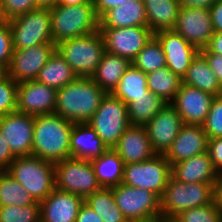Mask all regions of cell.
Returning <instances> with one entry per match:
<instances>
[{
	"instance_id": "6da1fadb",
	"label": "cell",
	"mask_w": 222,
	"mask_h": 222,
	"mask_svg": "<svg viewBox=\"0 0 222 222\" xmlns=\"http://www.w3.org/2000/svg\"><path fill=\"white\" fill-rule=\"evenodd\" d=\"M106 94L91 77H77L57 90L54 113L74 124L87 123Z\"/></svg>"
},
{
	"instance_id": "7a4b0ae2",
	"label": "cell",
	"mask_w": 222,
	"mask_h": 222,
	"mask_svg": "<svg viewBox=\"0 0 222 222\" xmlns=\"http://www.w3.org/2000/svg\"><path fill=\"white\" fill-rule=\"evenodd\" d=\"M73 125L55 113L35 116L31 155L53 163L71 157Z\"/></svg>"
},
{
	"instance_id": "3957f363",
	"label": "cell",
	"mask_w": 222,
	"mask_h": 222,
	"mask_svg": "<svg viewBox=\"0 0 222 222\" xmlns=\"http://www.w3.org/2000/svg\"><path fill=\"white\" fill-rule=\"evenodd\" d=\"M53 42L83 37L99 30V18L94 3L56 5L50 8Z\"/></svg>"
},
{
	"instance_id": "277c9868",
	"label": "cell",
	"mask_w": 222,
	"mask_h": 222,
	"mask_svg": "<svg viewBox=\"0 0 222 222\" xmlns=\"http://www.w3.org/2000/svg\"><path fill=\"white\" fill-rule=\"evenodd\" d=\"M7 172L24 186L35 202H42L55 189L54 163L34 155L16 157Z\"/></svg>"
},
{
	"instance_id": "5b68a950",
	"label": "cell",
	"mask_w": 222,
	"mask_h": 222,
	"mask_svg": "<svg viewBox=\"0 0 222 222\" xmlns=\"http://www.w3.org/2000/svg\"><path fill=\"white\" fill-rule=\"evenodd\" d=\"M213 202V183H184L171 175L161 197V216L174 218L185 210Z\"/></svg>"
},
{
	"instance_id": "8992f818",
	"label": "cell",
	"mask_w": 222,
	"mask_h": 222,
	"mask_svg": "<svg viewBox=\"0 0 222 222\" xmlns=\"http://www.w3.org/2000/svg\"><path fill=\"white\" fill-rule=\"evenodd\" d=\"M56 50L78 77H91L105 51L100 31L56 44Z\"/></svg>"
},
{
	"instance_id": "52a82bcc",
	"label": "cell",
	"mask_w": 222,
	"mask_h": 222,
	"mask_svg": "<svg viewBox=\"0 0 222 222\" xmlns=\"http://www.w3.org/2000/svg\"><path fill=\"white\" fill-rule=\"evenodd\" d=\"M87 124L96 131L108 149L114 148L130 126L128 105L111 93H107Z\"/></svg>"
},
{
	"instance_id": "ba28073f",
	"label": "cell",
	"mask_w": 222,
	"mask_h": 222,
	"mask_svg": "<svg viewBox=\"0 0 222 222\" xmlns=\"http://www.w3.org/2000/svg\"><path fill=\"white\" fill-rule=\"evenodd\" d=\"M8 22L14 50L54 43L51 34L50 8L38 7Z\"/></svg>"
},
{
	"instance_id": "9c48e42d",
	"label": "cell",
	"mask_w": 222,
	"mask_h": 222,
	"mask_svg": "<svg viewBox=\"0 0 222 222\" xmlns=\"http://www.w3.org/2000/svg\"><path fill=\"white\" fill-rule=\"evenodd\" d=\"M55 188L84 199L101 189L91 161L74 157L54 163Z\"/></svg>"
},
{
	"instance_id": "30bf717a",
	"label": "cell",
	"mask_w": 222,
	"mask_h": 222,
	"mask_svg": "<svg viewBox=\"0 0 222 222\" xmlns=\"http://www.w3.org/2000/svg\"><path fill=\"white\" fill-rule=\"evenodd\" d=\"M170 176L169 161L164 154H156L143 162L125 164L122 183L152 191L161 198Z\"/></svg>"
},
{
	"instance_id": "8fae6325",
	"label": "cell",
	"mask_w": 222,
	"mask_h": 222,
	"mask_svg": "<svg viewBox=\"0 0 222 222\" xmlns=\"http://www.w3.org/2000/svg\"><path fill=\"white\" fill-rule=\"evenodd\" d=\"M111 189L116 205L127 220L161 215V198L156 193L123 183Z\"/></svg>"
},
{
	"instance_id": "7c38bea8",
	"label": "cell",
	"mask_w": 222,
	"mask_h": 222,
	"mask_svg": "<svg viewBox=\"0 0 222 222\" xmlns=\"http://www.w3.org/2000/svg\"><path fill=\"white\" fill-rule=\"evenodd\" d=\"M105 51L132 61L154 36L148 26L99 28Z\"/></svg>"
},
{
	"instance_id": "4fadbf2b",
	"label": "cell",
	"mask_w": 222,
	"mask_h": 222,
	"mask_svg": "<svg viewBox=\"0 0 222 222\" xmlns=\"http://www.w3.org/2000/svg\"><path fill=\"white\" fill-rule=\"evenodd\" d=\"M173 30L198 50L205 48L214 35L209 9L181 6Z\"/></svg>"
},
{
	"instance_id": "5bb4252c",
	"label": "cell",
	"mask_w": 222,
	"mask_h": 222,
	"mask_svg": "<svg viewBox=\"0 0 222 222\" xmlns=\"http://www.w3.org/2000/svg\"><path fill=\"white\" fill-rule=\"evenodd\" d=\"M56 50L55 43H43L21 50H14L7 75L16 83L36 80L41 68Z\"/></svg>"
},
{
	"instance_id": "9a60e30c",
	"label": "cell",
	"mask_w": 222,
	"mask_h": 222,
	"mask_svg": "<svg viewBox=\"0 0 222 222\" xmlns=\"http://www.w3.org/2000/svg\"><path fill=\"white\" fill-rule=\"evenodd\" d=\"M57 90L48 85L30 80L18 83L16 111L30 116L55 112Z\"/></svg>"
},
{
	"instance_id": "2e32d148",
	"label": "cell",
	"mask_w": 222,
	"mask_h": 222,
	"mask_svg": "<svg viewBox=\"0 0 222 222\" xmlns=\"http://www.w3.org/2000/svg\"><path fill=\"white\" fill-rule=\"evenodd\" d=\"M34 116L12 112L0 117V132L15 157L31 155Z\"/></svg>"
},
{
	"instance_id": "e0dca14e",
	"label": "cell",
	"mask_w": 222,
	"mask_h": 222,
	"mask_svg": "<svg viewBox=\"0 0 222 222\" xmlns=\"http://www.w3.org/2000/svg\"><path fill=\"white\" fill-rule=\"evenodd\" d=\"M183 121L171 103L166 105L144 126L156 154H165L177 137Z\"/></svg>"
},
{
	"instance_id": "ac0fdd59",
	"label": "cell",
	"mask_w": 222,
	"mask_h": 222,
	"mask_svg": "<svg viewBox=\"0 0 222 222\" xmlns=\"http://www.w3.org/2000/svg\"><path fill=\"white\" fill-rule=\"evenodd\" d=\"M215 96L196 87L181 84L171 103L183 124L203 125Z\"/></svg>"
},
{
	"instance_id": "d6986e66",
	"label": "cell",
	"mask_w": 222,
	"mask_h": 222,
	"mask_svg": "<svg viewBox=\"0 0 222 222\" xmlns=\"http://www.w3.org/2000/svg\"><path fill=\"white\" fill-rule=\"evenodd\" d=\"M154 36L162 46L166 66L182 79L199 50L174 30L158 31Z\"/></svg>"
},
{
	"instance_id": "ffe728a7",
	"label": "cell",
	"mask_w": 222,
	"mask_h": 222,
	"mask_svg": "<svg viewBox=\"0 0 222 222\" xmlns=\"http://www.w3.org/2000/svg\"><path fill=\"white\" fill-rule=\"evenodd\" d=\"M83 203L82 196L55 188L40 202V222H76Z\"/></svg>"
},
{
	"instance_id": "44dd1931",
	"label": "cell",
	"mask_w": 222,
	"mask_h": 222,
	"mask_svg": "<svg viewBox=\"0 0 222 222\" xmlns=\"http://www.w3.org/2000/svg\"><path fill=\"white\" fill-rule=\"evenodd\" d=\"M207 146L208 137L202 125L183 124L164 155L172 166L181 160L205 153Z\"/></svg>"
},
{
	"instance_id": "7402d4cb",
	"label": "cell",
	"mask_w": 222,
	"mask_h": 222,
	"mask_svg": "<svg viewBox=\"0 0 222 222\" xmlns=\"http://www.w3.org/2000/svg\"><path fill=\"white\" fill-rule=\"evenodd\" d=\"M124 164L139 163L156 155L144 126L130 125L113 148Z\"/></svg>"
},
{
	"instance_id": "603a6c76",
	"label": "cell",
	"mask_w": 222,
	"mask_h": 222,
	"mask_svg": "<svg viewBox=\"0 0 222 222\" xmlns=\"http://www.w3.org/2000/svg\"><path fill=\"white\" fill-rule=\"evenodd\" d=\"M171 175L184 183H215L218 172L206 151L171 166Z\"/></svg>"
},
{
	"instance_id": "cb8c5ba5",
	"label": "cell",
	"mask_w": 222,
	"mask_h": 222,
	"mask_svg": "<svg viewBox=\"0 0 222 222\" xmlns=\"http://www.w3.org/2000/svg\"><path fill=\"white\" fill-rule=\"evenodd\" d=\"M107 146L87 123L73 125L70 135L71 157L91 161L101 156Z\"/></svg>"
},
{
	"instance_id": "d4e9b609",
	"label": "cell",
	"mask_w": 222,
	"mask_h": 222,
	"mask_svg": "<svg viewBox=\"0 0 222 222\" xmlns=\"http://www.w3.org/2000/svg\"><path fill=\"white\" fill-rule=\"evenodd\" d=\"M148 26L143 0H128L111 8L99 19V28Z\"/></svg>"
},
{
	"instance_id": "484cf974",
	"label": "cell",
	"mask_w": 222,
	"mask_h": 222,
	"mask_svg": "<svg viewBox=\"0 0 222 222\" xmlns=\"http://www.w3.org/2000/svg\"><path fill=\"white\" fill-rule=\"evenodd\" d=\"M130 65L129 59L104 51L91 79L106 93H112Z\"/></svg>"
},
{
	"instance_id": "4316f807",
	"label": "cell",
	"mask_w": 222,
	"mask_h": 222,
	"mask_svg": "<svg viewBox=\"0 0 222 222\" xmlns=\"http://www.w3.org/2000/svg\"><path fill=\"white\" fill-rule=\"evenodd\" d=\"M147 25L155 33L162 30H173L177 23L179 0H143Z\"/></svg>"
},
{
	"instance_id": "83f0119b",
	"label": "cell",
	"mask_w": 222,
	"mask_h": 222,
	"mask_svg": "<svg viewBox=\"0 0 222 222\" xmlns=\"http://www.w3.org/2000/svg\"><path fill=\"white\" fill-rule=\"evenodd\" d=\"M182 83L214 96L222 95L220 82L200 52L192 59L186 75L182 78Z\"/></svg>"
},
{
	"instance_id": "f1b7e54d",
	"label": "cell",
	"mask_w": 222,
	"mask_h": 222,
	"mask_svg": "<svg viewBox=\"0 0 222 222\" xmlns=\"http://www.w3.org/2000/svg\"><path fill=\"white\" fill-rule=\"evenodd\" d=\"M91 163L101 187L111 188L122 183L125 164L113 148L107 149Z\"/></svg>"
},
{
	"instance_id": "f546056e",
	"label": "cell",
	"mask_w": 222,
	"mask_h": 222,
	"mask_svg": "<svg viewBox=\"0 0 222 222\" xmlns=\"http://www.w3.org/2000/svg\"><path fill=\"white\" fill-rule=\"evenodd\" d=\"M77 77L71 66L55 50L47 63L41 68L36 80L58 90L74 81Z\"/></svg>"
},
{
	"instance_id": "4dcf8cb0",
	"label": "cell",
	"mask_w": 222,
	"mask_h": 222,
	"mask_svg": "<svg viewBox=\"0 0 222 222\" xmlns=\"http://www.w3.org/2000/svg\"><path fill=\"white\" fill-rule=\"evenodd\" d=\"M150 92L146 83V73L131 63L111 94L128 105L133 98L147 96Z\"/></svg>"
},
{
	"instance_id": "1f68e13d",
	"label": "cell",
	"mask_w": 222,
	"mask_h": 222,
	"mask_svg": "<svg viewBox=\"0 0 222 222\" xmlns=\"http://www.w3.org/2000/svg\"><path fill=\"white\" fill-rule=\"evenodd\" d=\"M148 89L166 103H172L178 92L182 79L167 66L146 74Z\"/></svg>"
},
{
	"instance_id": "d6a6232c",
	"label": "cell",
	"mask_w": 222,
	"mask_h": 222,
	"mask_svg": "<svg viewBox=\"0 0 222 222\" xmlns=\"http://www.w3.org/2000/svg\"><path fill=\"white\" fill-rule=\"evenodd\" d=\"M84 202L88 204L103 222H128L116 205L111 188H104L88 195Z\"/></svg>"
},
{
	"instance_id": "836d02e7",
	"label": "cell",
	"mask_w": 222,
	"mask_h": 222,
	"mask_svg": "<svg viewBox=\"0 0 222 222\" xmlns=\"http://www.w3.org/2000/svg\"><path fill=\"white\" fill-rule=\"evenodd\" d=\"M165 105L166 102L152 92L133 98L128 104L130 125L145 126Z\"/></svg>"
},
{
	"instance_id": "e575fe53",
	"label": "cell",
	"mask_w": 222,
	"mask_h": 222,
	"mask_svg": "<svg viewBox=\"0 0 222 222\" xmlns=\"http://www.w3.org/2000/svg\"><path fill=\"white\" fill-rule=\"evenodd\" d=\"M35 203L28 191L9 172L0 171V206H27Z\"/></svg>"
},
{
	"instance_id": "d590c367",
	"label": "cell",
	"mask_w": 222,
	"mask_h": 222,
	"mask_svg": "<svg viewBox=\"0 0 222 222\" xmlns=\"http://www.w3.org/2000/svg\"><path fill=\"white\" fill-rule=\"evenodd\" d=\"M131 63L146 74L165 67V54L158 39L153 36Z\"/></svg>"
},
{
	"instance_id": "8d00e7d4",
	"label": "cell",
	"mask_w": 222,
	"mask_h": 222,
	"mask_svg": "<svg viewBox=\"0 0 222 222\" xmlns=\"http://www.w3.org/2000/svg\"><path fill=\"white\" fill-rule=\"evenodd\" d=\"M0 222H40V202L0 206Z\"/></svg>"
},
{
	"instance_id": "74e56055",
	"label": "cell",
	"mask_w": 222,
	"mask_h": 222,
	"mask_svg": "<svg viewBox=\"0 0 222 222\" xmlns=\"http://www.w3.org/2000/svg\"><path fill=\"white\" fill-rule=\"evenodd\" d=\"M174 219L178 222H222V212L213 202L185 210Z\"/></svg>"
},
{
	"instance_id": "f35d334b",
	"label": "cell",
	"mask_w": 222,
	"mask_h": 222,
	"mask_svg": "<svg viewBox=\"0 0 222 222\" xmlns=\"http://www.w3.org/2000/svg\"><path fill=\"white\" fill-rule=\"evenodd\" d=\"M208 139L222 137V95L215 96L202 125Z\"/></svg>"
},
{
	"instance_id": "ab89813d",
	"label": "cell",
	"mask_w": 222,
	"mask_h": 222,
	"mask_svg": "<svg viewBox=\"0 0 222 222\" xmlns=\"http://www.w3.org/2000/svg\"><path fill=\"white\" fill-rule=\"evenodd\" d=\"M17 87L8 75L0 80V117L16 111Z\"/></svg>"
},
{
	"instance_id": "60d3db41",
	"label": "cell",
	"mask_w": 222,
	"mask_h": 222,
	"mask_svg": "<svg viewBox=\"0 0 222 222\" xmlns=\"http://www.w3.org/2000/svg\"><path fill=\"white\" fill-rule=\"evenodd\" d=\"M5 17L11 20L37 8L35 0H0Z\"/></svg>"
},
{
	"instance_id": "b9f144b4",
	"label": "cell",
	"mask_w": 222,
	"mask_h": 222,
	"mask_svg": "<svg viewBox=\"0 0 222 222\" xmlns=\"http://www.w3.org/2000/svg\"><path fill=\"white\" fill-rule=\"evenodd\" d=\"M12 34L9 22L0 28V65L8 70L13 54Z\"/></svg>"
},
{
	"instance_id": "7bdbcfd3",
	"label": "cell",
	"mask_w": 222,
	"mask_h": 222,
	"mask_svg": "<svg viewBox=\"0 0 222 222\" xmlns=\"http://www.w3.org/2000/svg\"><path fill=\"white\" fill-rule=\"evenodd\" d=\"M207 152L218 173H222V137L208 139Z\"/></svg>"
},
{
	"instance_id": "ee69618b",
	"label": "cell",
	"mask_w": 222,
	"mask_h": 222,
	"mask_svg": "<svg viewBox=\"0 0 222 222\" xmlns=\"http://www.w3.org/2000/svg\"><path fill=\"white\" fill-rule=\"evenodd\" d=\"M199 52L205 57L209 67L222 84V55L209 52L206 48L199 50Z\"/></svg>"
},
{
	"instance_id": "f6af8a7d",
	"label": "cell",
	"mask_w": 222,
	"mask_h": 222,
	"mask_svg": "<svg viewBox=\"0 0 222 222\" xmlns=\"http://www.w3.org/2000/svg\"><path fill=\"white\" fill-rule=\"evenodd\" d=\"M15 158L9 148L7 140L0 132V171H7Z\"/></svg>"
},
{
	"instance_id": "bcb514c9",
	"label": "cell",
	"mask_w": 222,
	"mask_h": 222,
	"mask_svg": "<svg viewBox=\"0 0 222 222\" xmlns=\"http://www.w3.org/2000/svg\"><path fill=\"white\" fill-rule=\"evenodd\" d=\"M128 0H93L95 13L100 19L108 10L118 7Z\"/></svg>"
},
{
	"instance_id": "7dc6e473",
	"label": "cell",
	"mask_w": 222,
	"mask_h": 222,
	"mask_svg": "<svg viewBox=\"0 0 222 222\" xmlns=\"http://www.w3.org/2000/svg\"><path fill=\"white\" fill-rule=\"evenodd\" d=\"M209 11L214 32H222V0H217Z\"/></svg>"
},
{
	"instance_id": "c3c4849f",
	"label": "cell",
	"mask_w": 222,
	"mask_h": 222,
	"mask_svg": "<svg viewBox=\"0 0 222 222\" xmlns=\"http://www.w3.org/2000/svg\"><path fill=\"white\" fill-rule=\"evenodd\" d=\"M76 222H103V220L84 202L79 209Z\"/></svg>"
},
{
	"instance_id": "681fc988",
	"label": "cell",
	"mask_w": 222,
	"mask_h": 222,
	"mask_svg": "<svg viewBox=\"0 0 222 222\" xmlns=\"http://www.w3.org/2000/svg\"><path fill=\"white\" fill-rule=\"evenodd\" d=\"M205 48L209 52L222 55V32H214V35Z\"/></svg>"
},
{
	"instance_id": "f907efd6",
	"label": "cell",
	"mask_w": 222,
	"mask_h": 222,
	"mask_svg": "<svg viewBox=\"0 0 222 222\" xmlns=\"http://www.w3.org/2000/svg\"><path fill=\"white\" fill-rule=\"evenodd\" d=\"M217 0H179L180 6L209 9Z\"/></svg>"
},
{
	"instance_id": "816d5d0a",
	"label": "cell",
	"mask_w": 222,
	"mask_h": 222,
	"mask_svg": "<svg viewBox=\"0 0 222 222\" xmlns=\"http://www.w3.org/2000/svg\"><path fill=\"white\" fill-rule=\"evenodd\" d=\"M214 203L222 212V173H218L214 183Z\"/></svg>"
},
{
	"instance_id": "f5cc1de1",
	"label": "cell",
	"mask_w": 222,
	"mask_h": 222,
	"mask_svg": "<svg viewBox=\"0 0 222 222\" xmlns=\"http://www.w3.org/2000/svg\"><path fill=\"white\" fill-rule=\"evenodd\" d=\"M37 8H52L58 4V0H35Z\"/></svg>"
},
{
	"instance_id": "db71d44e",
	"label": "cell",
	"mask_w": 222,
	"mask_h": 222,
	"mask_svg": "<svg viewBox=\"0 0 222 222\" xmlns=\"http://www.w3.org/2000/svg\"><path fill=\"white\" fill-rule=\"evenodd\" d=\"M85 3H93V0H58L57 5H80Z\"/></svg>"
},
{
	"instance_id": "11a10c76",
	"label": "cell",
	"mask_w": 222,
	"mask_h": 222,
	"mask_svg": "<svg viewBox=\"0 0 222 222\" xmlns=\"http://www.w3.org/2000/svg\"><path fill=\"white\" fill-rule=\"evenodd\" d=\"M162 216L161 215H155L144 219H131L128 220V222H161Z\"/></svg>"
},
{
	"instance_id": "9f6ffc18",
	"label": "cell",
	"mask_w": 222,
	"mask_h": 222,
	"mask_svg": "<svg viewBox=\"0 0 222 222\" xmlns=\"http://www.w3.org/2000/svg\"><path fill=\"white\" fill-rule=\"evenodd\" d=\"M8 19L5 17V14H4V11H3V8H2V4H1V1H0V28L5 26L7 23H8Z\"/></svg>"
},
{
	"instance_id": "6f0895ef",
	"label": "cell",
	"mask_w": 222,
	"mask_h": 222,
	"mask_svg": "<svg viewBox=\"0 0 222 222\" xmlns=\"http://www.w3.org/2000/svg\"><path fill=\"white\" fill-rule=\"evenodd\" d=\"M7 76V70L0 65V80Z\"/></svg>"
},
{
	"instance_id": "680465c9",
	"label": "cell",
	"mask_w": 222,
	"mask_h": 222,
	"mask_svg": "<svg viewBox=\"0 0 222 222\" xmlns=\"http://www.w3.org/2000/svg\"><path fill=\"white\" fill-rule=\"evenodd\" d=\"M161 222H178L174 218L162 217Z\"/></svg>"
}]
</instances>
